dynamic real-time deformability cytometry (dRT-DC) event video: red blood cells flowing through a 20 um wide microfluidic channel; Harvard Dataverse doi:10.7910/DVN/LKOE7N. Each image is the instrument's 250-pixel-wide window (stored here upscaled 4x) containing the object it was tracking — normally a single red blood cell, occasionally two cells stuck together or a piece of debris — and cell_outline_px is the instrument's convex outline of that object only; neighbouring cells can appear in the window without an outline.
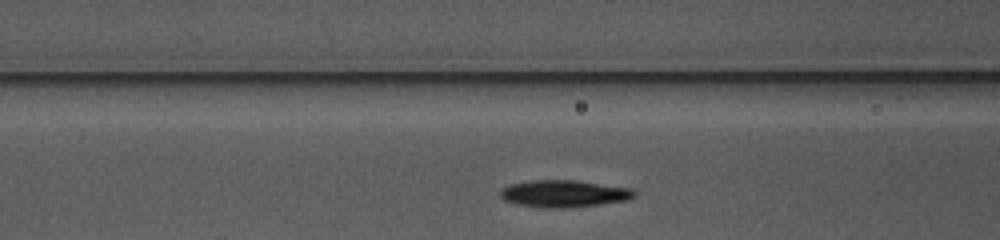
{"species": "common noctule bat (a hibernating species)", "species_latin": "Nyctalus noctula", "temperature_condition": "warm", "stored_images_in_passage": 24, "camera_frame_rate_fps": 3000, "um_per_image_px": 0.085, "animal": {"sex": "female", "body_mass_g": 10.0, "forearm_length_mm": 53.1}, "frame": {"image": 1, "passage_image": 5, "time_ms": 1.333, "image_size_px": [1000, 240], "cell_outline_px": [[636, 196], [628, 200], [572, 208], [540, 208], [516, 204], [504, 200], [500, 196], [500, 192], [508, 184], [532, 180], [576, 180], [632, 188], [636, 192]], "centroid_in_image_um": [47.95, 16.46], "position_along_channel_um": 118.7, "area_um2": 21.44}}
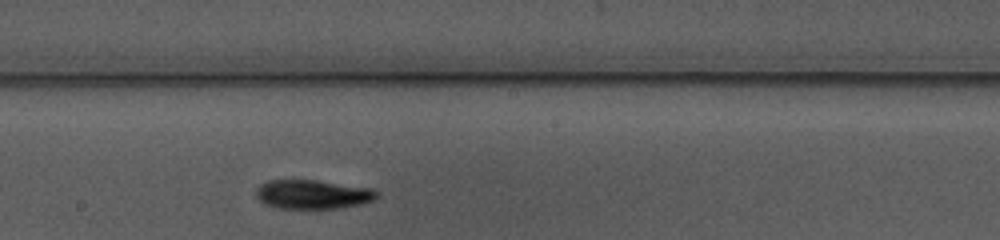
{"frame": {"image": 2, "passage_image": 13, "time_ms": 4.0, "image_size_px": [1000, 240], "cell_outline_px": [[380, 196], [376, 200], [360, 204], [340, 208], [276, 208], [264, 204], [256, 196], [256, 188], [260, 184], [268, 180], [316, 180], [372, 188], [380, 192]], "centroid_in_image_um": [26.61, 16.52], "position_along_channel_um": 221.6, "area_um2": 20.69}}
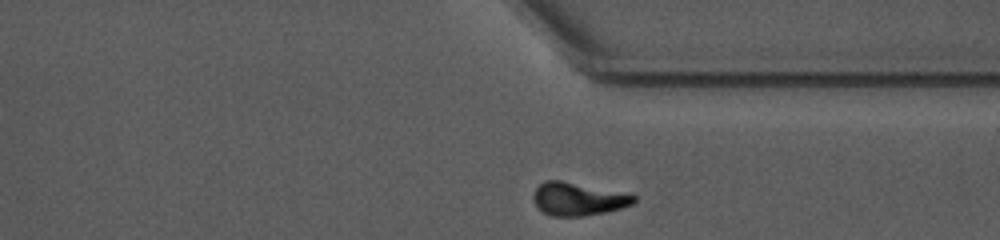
{"frame": {"image": 3, "passage_image": 24, "time_ms": 7.667, "image_size_px": [1000, 240], "cell_outline_px": [[636, 200], [632, 204], [620, 208], [604, 212], [584, 216], [552, 216], [544, 212], [536, 204], [532, 196], [536, 188], [544, 180], [560, 180], [636, 196]], "centroid_in_image_um": [49.09, 16.92], "position_along_channel_um": 362.3, "area_um2": 18.79}}